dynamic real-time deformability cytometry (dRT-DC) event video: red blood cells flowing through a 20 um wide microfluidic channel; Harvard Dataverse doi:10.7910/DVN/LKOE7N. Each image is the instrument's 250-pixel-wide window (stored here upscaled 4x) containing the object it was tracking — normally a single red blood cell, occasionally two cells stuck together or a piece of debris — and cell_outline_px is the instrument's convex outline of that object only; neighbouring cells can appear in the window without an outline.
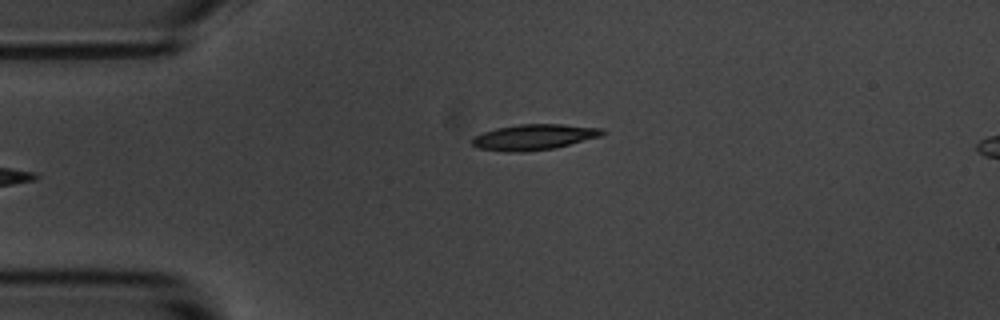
{"species": "common noctule bat (a hibernating species)", "species_latin": "Nyctalus noctula", "temperature_condition": "room temperature", "stored_images_in_passage": 5, "camera_frame_rate_fps": 3000, "um_per_image_px": 0.085, "animal": {"sex": "male", "body_mass_g": 20.1, "forearm_length_mm": 53.5}, "frame": {"image": 1, "passage_image": 5, "time_ms": 1.333, "image_size_px": [1000, 320], "cell_outline_px": [[608, 132], [600, 136], [552, 148], [520, 152], [508, 152], [476, 148], [472, 144], [472, 136], [496, 128], [520, 124], [560, 124], [600, 128]], "centroid_in_image_um": [45.33, 11.65], "position_along_channel_um": 39.7, "area_um2": 19.25}}